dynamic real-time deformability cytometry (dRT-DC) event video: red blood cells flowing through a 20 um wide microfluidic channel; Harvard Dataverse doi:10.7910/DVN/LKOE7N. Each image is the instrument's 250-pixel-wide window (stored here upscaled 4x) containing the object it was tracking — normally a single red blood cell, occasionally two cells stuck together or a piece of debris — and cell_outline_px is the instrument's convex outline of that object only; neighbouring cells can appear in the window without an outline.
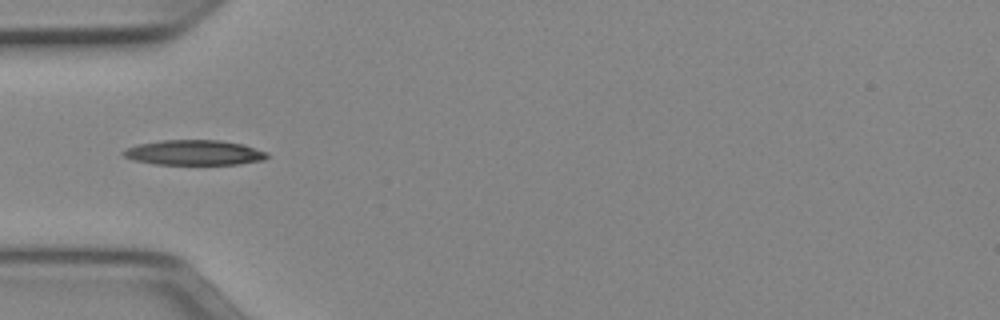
{"species": "Egyptian fruit bat (a non-hibernating species)", "species_latin": "Rousettus aegyptiacus", "temperature_condition": "cold", "stored_images_in_passage": 10, "camera_frame_rate_fps": 3000, "um_per_image_px": 0.085, "animal": {"sex": "female"}, "frame": {"image": 1, "passage_image": 4, "time_ms": 1.0, "image_size_px": [1000, 320], "cell_outline_px": [[268, 156], [264, 160], [240, 164], [156, 164], [132, 160], [124, 156], [120, 152], [136, 144], [160, 140], [220, 140], [244, 144], [268, 152]], "centroid_in_image_um": [16.51, 12.96], "position_along_channel_um": 68.5, "area_um2": 21.15}}
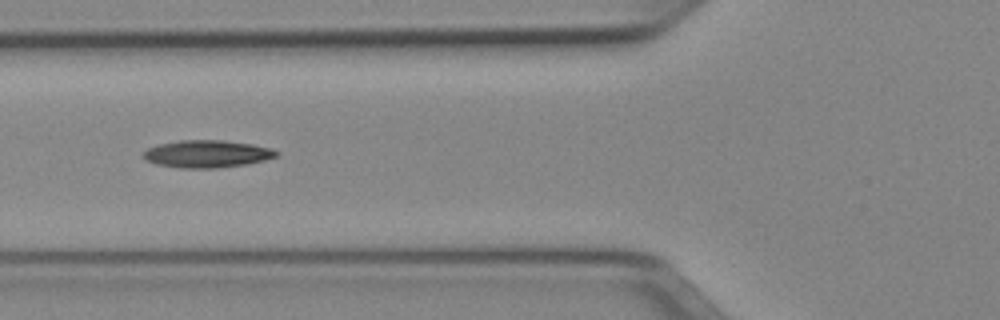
{"frame": {"image": 2, "passage_image": 7, "time_ms": 2.0, "image_size_px": [1000, 320], "cell_outline_px": [[280, 152], [276, 156], [264, 160], [248, 164], [216, 168], [180, 168], [156, 164], [140, 156], [148, 148], [160, 144], [180, 140], [224, 140], [252, 144], [272, 148]], "centroid_in_image_um": [17.61, 13.08], "position_along_channel_um": 108.2, "area_um2": 21.27}}